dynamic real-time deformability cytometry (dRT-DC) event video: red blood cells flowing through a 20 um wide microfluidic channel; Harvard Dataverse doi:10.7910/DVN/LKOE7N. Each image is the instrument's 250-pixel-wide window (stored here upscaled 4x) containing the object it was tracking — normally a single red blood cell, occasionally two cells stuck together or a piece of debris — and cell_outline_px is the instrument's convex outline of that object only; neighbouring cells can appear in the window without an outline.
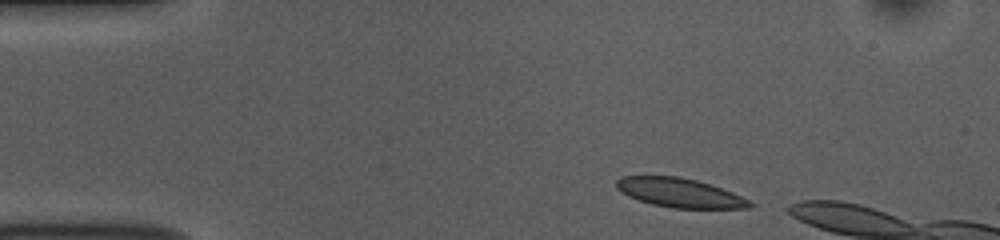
{"species": "common noctule bat (a hibernating species)", "species_latin": "Nyctalus noctula", "temperature_condition": "room temperature", "stored_images_in_passage": 6, "camera_frame_rate_fps": 3000, "um_per_image_px": 0.085, "animal": {"sex": "female", "body_mass_g": 10.0, "forearm_length_mm": 53.1}, "frame": {"image": 1, "passage_image": 2, "time_ms": 0.333, "image_size_px": [1000, 240], "cell_outline_px": [[756, 204], [752, 208], [672, 208], [652, 204], [628, 196], [620, 192], [616, 188], [616, 180], [620, 176], [680, 176], [696, 180], [732, 192]], "centroid_in_image_um": [57.75, 16.38], "position_along_channel_um": 27.2, "area_um2": 22.6}}